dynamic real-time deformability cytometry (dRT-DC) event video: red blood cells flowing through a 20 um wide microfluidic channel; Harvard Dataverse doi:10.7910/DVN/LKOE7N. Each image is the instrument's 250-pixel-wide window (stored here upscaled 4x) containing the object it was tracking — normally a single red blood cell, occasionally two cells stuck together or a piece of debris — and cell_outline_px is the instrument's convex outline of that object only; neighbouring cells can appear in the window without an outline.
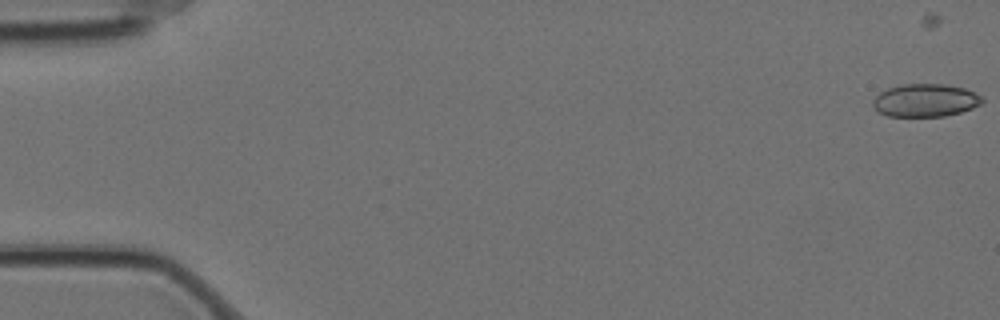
{"species": "Egyptian fruit bat (a non-hibernating species)", "species_latin": "Rousettus aegyptiacus", "temperature_condition": "cold", "stored_images_in_passage": 43, "camera_frame_rate_fps": 3000, "um_per_image_px": 0.085, "animal": {"sex": "female"}, "frame": {"image": 1, "passage_image": 2, "time_ms": 0.333, "image_size_px": [1000, 320], "cell_outline_px": [[984, 100], [980, 104], [972, 108], [960, 112], [944, 116], [888, 116], [876, 112], [872, 108], [872, 100], [880, 92], [888, 88], [900, 84], [944, 84], [964, 88], [980, 96]], "centroid_in_image_um": [78.59, 8.53], "position_along_channel_um": 6.4, "area_um2": 20.98}}
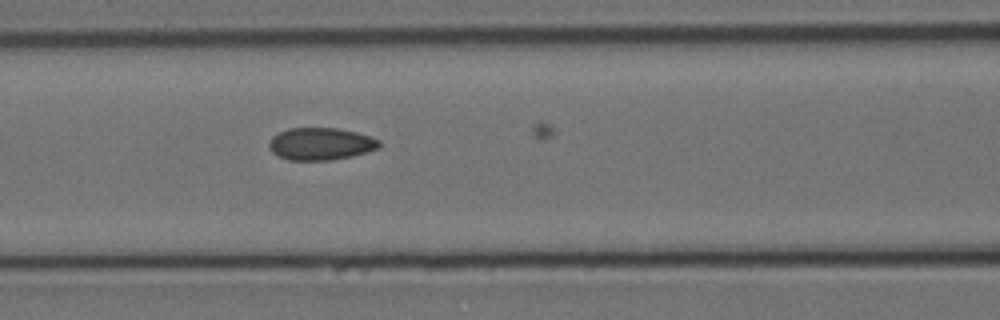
{"frame": {"image": 2, "passage_image": 26, "time_ms": 8.333, "image_size_px": [1000, 320], "cell_outline_px": [[380, 148], [352, 156], [332, 160], [288, 160], [276, 156], [268, 148], [268, 144], [272, 136], [288, 128], [336, 128], [356, 132], [380, 140]], "centroid_in_image_um": [27.23, 12.24], "position_along_channel_um": 139.4, "area_um2": 20.87}}
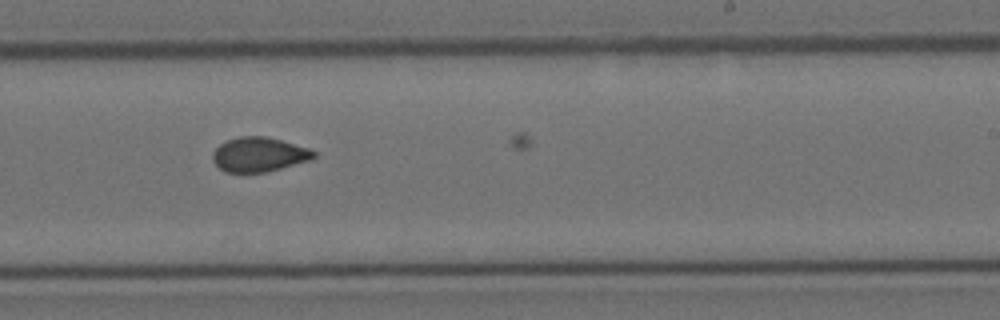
{"frame": {"image": 3, "passage_image": 37, "time_ms": 12.0, "image_size_px": [1000, 320], "cell_outline_px": [[316, 156], [312, 160], [268, 172], [224, 172], [212, 160], [212, 152], [220, 144], [228, 140], [240, 136], [264, 136], [280, 140], [308, 148], [316, 152]], "centroid_in_image_um": [22.02, 13.14], "position_along_channel_um": 267.0, "area_um2": 20.35}}